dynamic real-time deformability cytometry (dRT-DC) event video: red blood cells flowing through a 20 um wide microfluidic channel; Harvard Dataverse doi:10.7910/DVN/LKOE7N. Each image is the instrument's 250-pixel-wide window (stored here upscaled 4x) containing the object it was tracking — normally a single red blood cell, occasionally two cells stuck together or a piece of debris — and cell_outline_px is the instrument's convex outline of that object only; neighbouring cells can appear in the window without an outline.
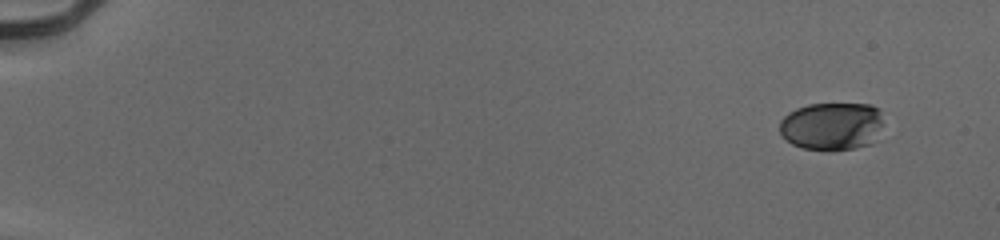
{"species": "human", "species_latin": "Homo sapiens", "temperature_condition": "cold", "stored_images_in_passage": 52, "camera_frame_rate_fps": 3000, "um_per_image_px": 0.085, "donor": {"sex": "male"}, "frame": {"image": 1, "passage_image": 1, "time_ms": 0.0, "image_size_px": [1000, 240], "cell_outline_px": [[880, 124], [876, 140], [872, 144], [856, 148], [832, 152], [828, 152], [800, 148], [792, 144], [780, 132], [780, 120], [788, 112], [796, 108], [808, 104], [868, 104], [876, 108], [880, 120]], "centroid_in_image_um": [70.65, 10.76], "position_along_channel_um": 14.3, "area_um2": 29.19}}
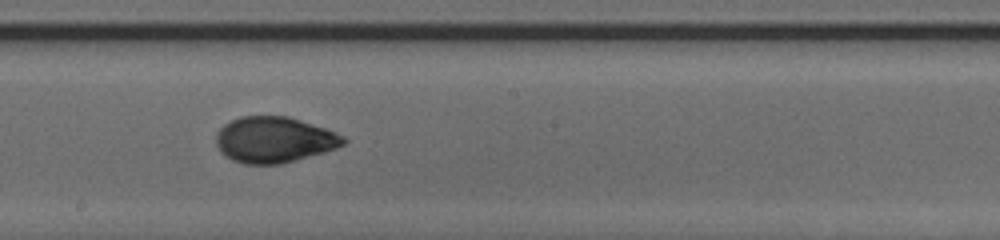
{"frame": {"image": 2, "passage_image": 30, "time_ms": 9.667, "image_size_px": [1000, 240], "cell_outline_px": [[348, 140], [344, 144], [336, 148], [324, 152], [280, 164], [244, 164], [232, 160], [220, 152], [216, 144], [216, 132], [224, 124], [240, 116], [288, 116], [336, 132], [344, 136]], "centroid_in_image_um": [23.29, 11.88], "position_along_channel_um": 224.9, "area_um2": 34.04}}
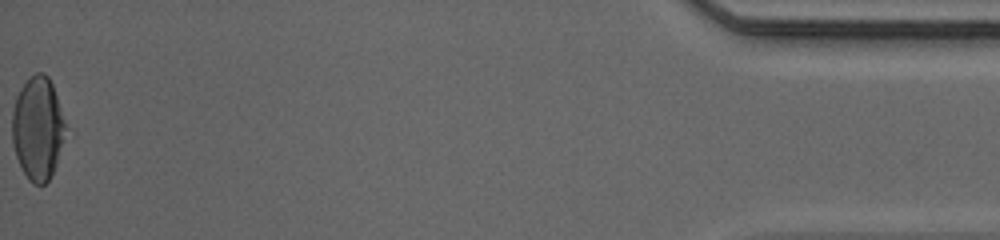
{"frame": {"image": 3, "passage_image": 52, "time_ms": 17.0, "image_size_px": [1000, 240], "cell_outline_px": [[64, 128], [56, 164], [48, 180], [44, 184], [32, 184], [28, 180], [16, 156], [12, 144], [12, 112], [16, 96], [20, 88], [36, 72], [44, 72], [48, 76], [52, 84], [64, 120]], "centroid_in_image_um": [3.16, 10.9], "position_along_channel_um": 432.0, "area_um2": 31.39}, "authors_computed_cell_mechanics": {"area_um2": 32.8015, "velocity_mm_per_s": 3.9685, "shape_relaxation_time_tau1_ms": 5.6787, "shape_relaxation_time_tau2_ms": 0.9144, "deformation_change_tau1": 0.19, "deformation_change_tau2": 0.0405}}